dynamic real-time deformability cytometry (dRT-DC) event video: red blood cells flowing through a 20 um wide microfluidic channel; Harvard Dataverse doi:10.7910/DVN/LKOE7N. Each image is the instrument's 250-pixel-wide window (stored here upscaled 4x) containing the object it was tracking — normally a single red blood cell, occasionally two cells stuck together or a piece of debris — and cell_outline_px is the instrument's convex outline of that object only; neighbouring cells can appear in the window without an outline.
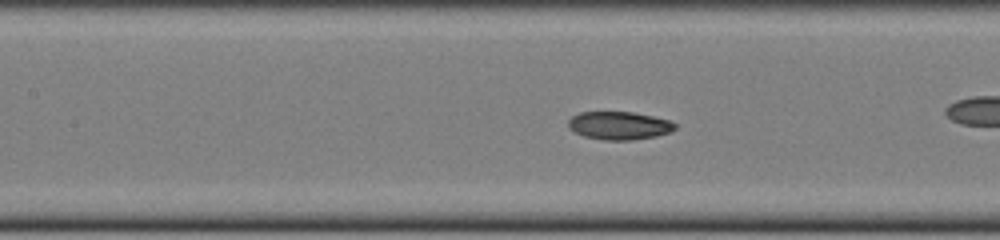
{"species": "common noctule bat (a hibernating species)", "species_latin": "Nyctalus noctula", "temperature_condition": "cold", "stored_images_in_passage": 54, "camera_frame_rate_fps": 3000, "um_per_image_px": 0.085, "animal": {"sex": "female", "body_mass_g": 22.0, "forearm_length_mm": 56.7}, "frame": {"image": 1, "passage_image": 24, "time_ms": 7.667, "image_size_px": [1000, 240], "cell_outline_px": [[676, 128], [672, 132], [656, 136], [632, 140], [604, 140], [584, 136], [572, 132], [568, 128], [568, 120], [572, 116], [580, 112], [632, 112], [652, 116], [668, 120], [676, 124]], "centroid_in_image_um": [52.61, 10.68], "position_along_channel_um": 154.8, "area_um2": 17.57}, "authors_computed_cell_mechanics": {"area_um2": 17.9469, "velocity_mm_per_s": 3.8686, "shape_relaxation_time_tau1_ms": 7.5991, "shape_relaxation_time_tau2_ms": 4.1055, "deformation_change_tau1": 0.1613, "deformation_change_tau2": 0.0802}}